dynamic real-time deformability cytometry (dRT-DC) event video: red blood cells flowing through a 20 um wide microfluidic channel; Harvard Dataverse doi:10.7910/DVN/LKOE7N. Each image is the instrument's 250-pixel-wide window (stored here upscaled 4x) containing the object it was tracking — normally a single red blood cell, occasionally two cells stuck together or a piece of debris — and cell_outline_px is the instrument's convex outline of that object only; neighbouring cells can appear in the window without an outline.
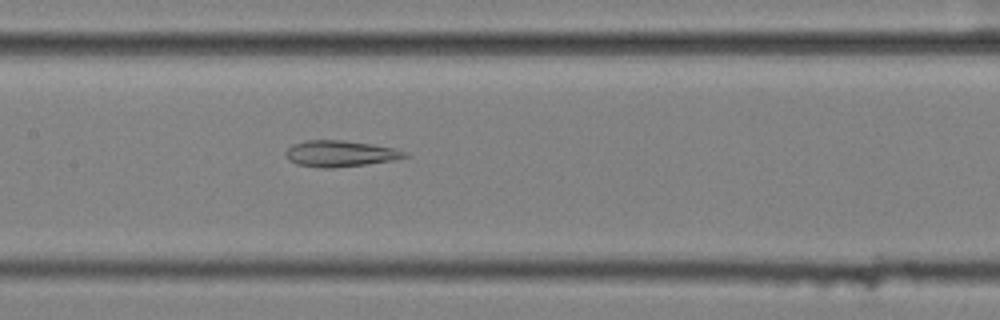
{"species": "common noctule bat (a hibernating species)", "species_latin": "Nyctalus noctula", "temperature_condition": "cold", "stored_images_in_passage": 42, "camera_frame_rate_fps": 3000, "um_per_image_px": 0.085, "animal": {"sex": "female", "body_mass_g": 25.1}, "frame": {"image": 1, "passage_image": 13, "time_ms": 4.0, "image_size_px": [1000, 320], "cell_outline_px": [[412, 156], [396, 160], [332, 168], [320, 168], [296, 164], [288, 160], [284, 152], [292, 144], [308, 140], [340, 140], [372, 144], [392, 148], [404, 152]], "centroid_in_image_um": [28.89, 13.06], "position_along_channel_um": 178.5, "area_um2": 18.15}}
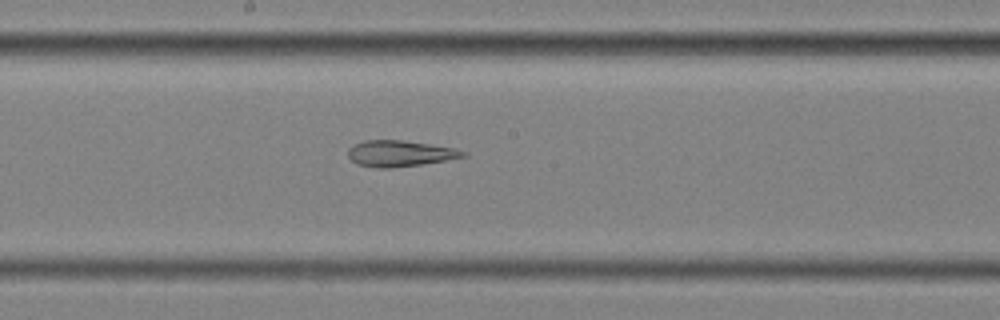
{"frame": {"image": 2, "passage_image": 16, "time_ms": 5.0, "image_size_px": [1000, 320], "cell_outline_px": [[468, 156], [420, 164], [392, 168], [380, 168], [356, 164], [348, 156], [348, 148], [364, 140], [404, 140], [452, 148], [468, 152]], "centroid_in_image_um": [33.97, 13.04], "position_along_channel_um": 214.2, "area_um2": 17.28}}
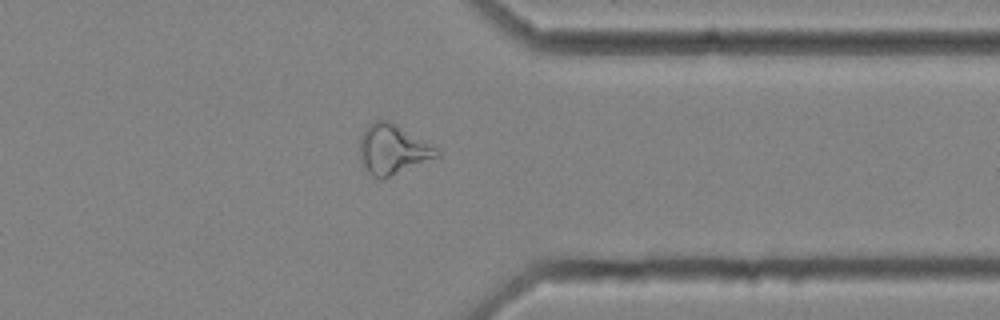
{"frame": {"image": 3, "passage_image": 30, "time_ms": 9.667, "image_size_px": [1000, 320], "cell_outline_px": [[440, 156], [380, 180], [372, 176], [368, 172], [360, 156], [360, 136], [368, 124], [376, 120], [392, 120], [436, 148], [440, 152]], "centroid_in_image_um": [33.37, 12.67], "position_along_channel_um": 378.0, "area_um2": 22.25}, "authors_computed_cell_mechanics": {"area_um2": 20.5479, "velocity_mm_per_s": 3.586, "shape_relaxation_time_tau1_ms": null, "shape_relaxation_time_tau2_ms": 3.9555, "deformation_change_tau1": null, "deformation_change_tau2": 0.1464}}